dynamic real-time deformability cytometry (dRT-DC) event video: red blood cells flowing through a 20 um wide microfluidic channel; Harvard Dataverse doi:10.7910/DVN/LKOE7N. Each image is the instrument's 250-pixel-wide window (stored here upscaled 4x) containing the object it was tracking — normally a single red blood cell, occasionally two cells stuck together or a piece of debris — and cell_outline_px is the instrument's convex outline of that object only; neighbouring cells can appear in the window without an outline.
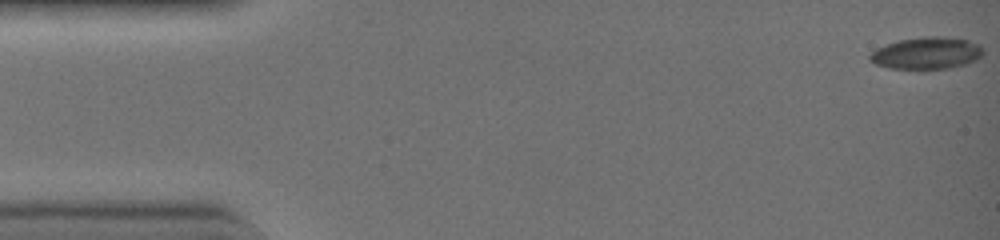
{"species": "common noctule bat (a hibernating species)", "species_latin": "Nyctalus noctula", "temperature_condition": "warm", "stored_images_in_passage": 43, "camera_frame_rate_fps": 3000, "um_per_image_px": 0.085, "animal": {"sex": "female", "body_mass_g": 19.0, "forearm_length_mm": 51.5}, "frame": {"image": 1, "passage_image": 1, "time_ms": 0.0, "image_size_px": [1000, 240], "cell_outline_px": [[984, 52], [976, 60], [964, 64], [948, 68], [888, 68], [876, 64], [868, 60], [868, 56], [876, 48], [900, 40], [928, 36], [936, 36], [968, 40], [980, 44]], "centroid_in_image_um": [78.76, 4.51], "position_along_channel_um": 6.2, "area_um2": 20.81}}
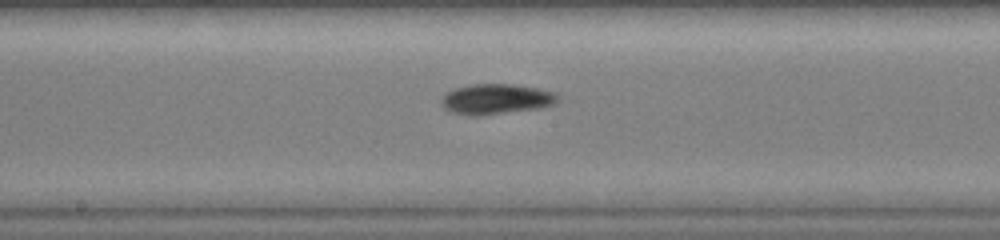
{"frame": {"image": 2, "passage_image": 23, "time_ms": 7.333, "image_size_px": [1000, 240], "cell_outline_px": [[560, 96], [552, 104], [532, 108], [496, 112], [456, 112], [448, 108], [440, 100], [444, 92], [456, 88], [472, 84], [516, 84], [540, 88], [560, 92]], "centroid_in_image_um": [42.26, 8.32], "position_along_channel_um": 205.9, "area_um2": 19.31}}
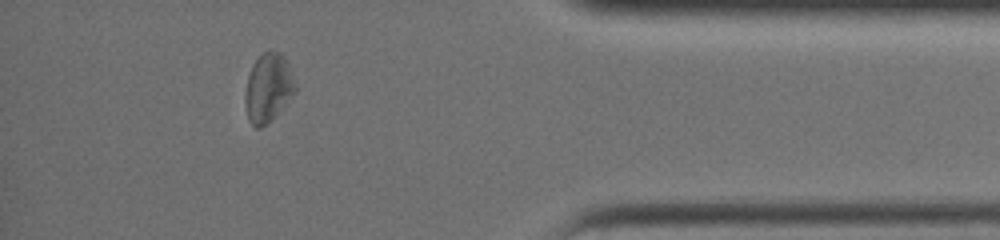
{"frame": {"image": 3, "passage_image": 38, "time_ms": 12.333, "image_size_px": [1000, 240], "cell_outline_px": [[296, 88], [272, 116], [260, 128], [256, 128], [248, 120], [244, 100], [244, 96], [248, 76], [252, 64], [264, 52], [280, 52], [284, 56], [288, 64]], "centroid_in_image_um": [22.73, 7.43], "position_along_channel_um": 412.5, "area_um2": 19.07}, "authors_computed_cell_mechanics": {"area_um2": 19.5364, "velocity_mm_per_s": 4.5902, "shape_relaxation_time_tau1_ms": 7.1891, "shape_relaxation_time_tau2_ms": null, "deformation_change_tau1": 0.1879, "deformation_change_tau2": null}}